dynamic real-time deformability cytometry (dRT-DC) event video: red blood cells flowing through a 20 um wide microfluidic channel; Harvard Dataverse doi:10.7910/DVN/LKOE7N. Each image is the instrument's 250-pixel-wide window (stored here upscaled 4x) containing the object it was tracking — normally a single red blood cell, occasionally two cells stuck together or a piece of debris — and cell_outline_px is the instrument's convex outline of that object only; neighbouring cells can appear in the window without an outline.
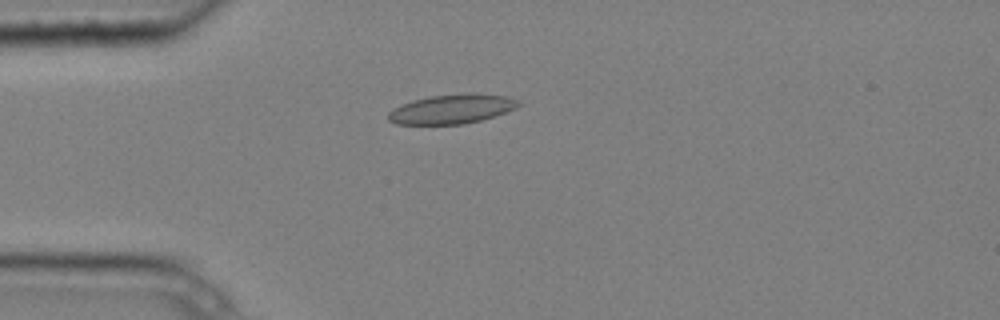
{"species": "common noctule bat (a hibernating species)", "species_latin": "Nyctalus noctula", "temperature_condition": "cold", "stored_images_in_passage": 1, "camera_frame_rate_fps": 3000, "um_per_image_px": 0.085, "animal": {"sex": "male", "body_mass_g": 20.4}, "frame": {"image": 1, "passage_image": 1, "time_ms": 0.0, "image_size_px": [1000, 320], "cell_outline_px": [[520, 104], [516, 108], [496, 116], [464, 124], [396, 124], [388, 120], [388, 112], [392, 108], [412, 100], [428, 96], [468, 92], [508, 96], [520, 100]], "centroid_in_image_um": [38.42, 9.25], "position_along_channel_um": 46.6, "area_um2": 22.6}}